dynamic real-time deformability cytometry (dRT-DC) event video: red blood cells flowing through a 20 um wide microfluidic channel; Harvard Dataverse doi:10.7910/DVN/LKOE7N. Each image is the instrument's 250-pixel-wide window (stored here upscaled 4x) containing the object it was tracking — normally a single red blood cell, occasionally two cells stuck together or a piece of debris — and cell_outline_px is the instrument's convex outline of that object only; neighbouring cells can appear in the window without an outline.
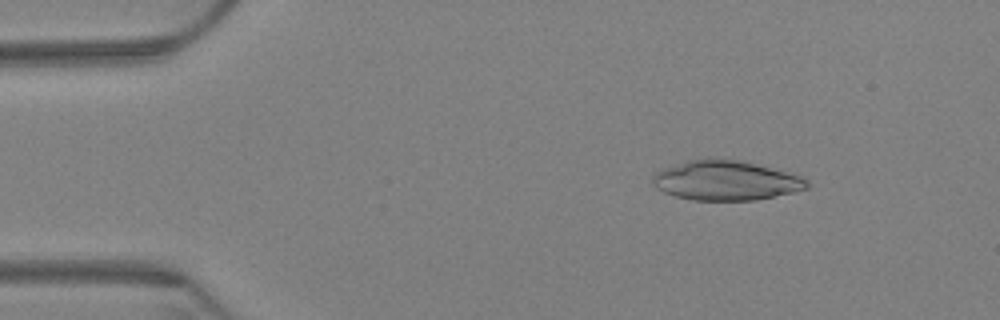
{"species": "Egyptian fruit bat (a non-hibernating species)", "species_latin": "Rousettus aegyptiacus", "temperature_condition": "warm", "stored_images_in_passage": 6, "camera_frame_rate_fps": 3000, "um_per_image_px": 0.085, "animal": {"sex": "female"}, "frame": {"image": 1, "passage_image": 2, "time_ms": 0.333, "image_size_px": [1000, 320], "cell_outline_px": [[808, 188], [792, 192], [756, 200], [692, 200], [676, 196], [664, 192], [656, 188], [652, 184], [652, 176], [656, 172], [664, 168], [688, 160], [712, 156], [744, 160], [804, 176], [808, 180]], "centroid_in_image_um": [61.71, 15.31], "position_along_channel_um": 23.3, "area_um2": 36.3}}